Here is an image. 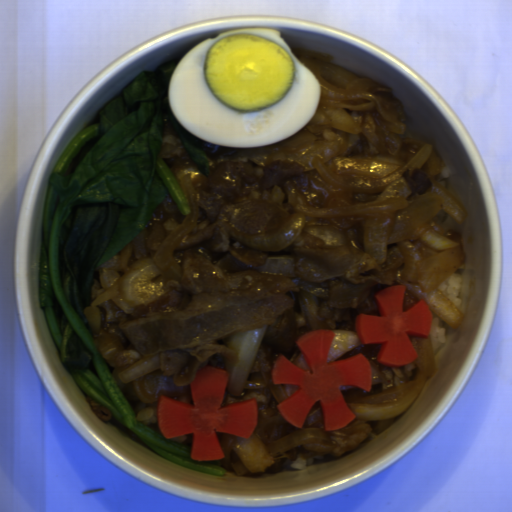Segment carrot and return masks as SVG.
<instances>
[{
	"label": "carrot",
	"instance_id": "1",
	"mask_svg": "<svg viewBox=\"0 0 512 512\" xmlns=\"http://www.w3.org/2000/svg\"><path fill=\"white\" fill-rule=\"evenodd\" d=\"M334 339L335 334L328 329H316L297 339L307 370L298 368L282 354L274 359L272 383L299 387L276 407L283 419L300 429L317 402L321 406L323 430L342 429L356 416L340 388L355 386L371 391L372 368L363 353L327 362Z\"/></svg>",
	"mask_w": 512,
	"mask_h": 512
},
{
	"label": "carrot",
	"instance_id": "2",
	"mask_svg": "<svg viewBox=\"0 0 512 512\" xmlns=\"http://www.w3.org/2000/svg\"><path fill=\"white\" fill-rule=\"evenodd\" d=\"M229 373L215 366L202 367L190 387L193 403L159 396L156 415L165 438L192 434V460H223L218 433L248 439L258 419L257 398L222 406Z\"/></svg>",
	"mask_w": 512,
	"mask_h": 512
},
{
	"label": "carrot",
	"instance_id": "3",
	"mask_svg": "<svg viewBox=\"0 0 512 512\" xmlns=\"http://www.w3.org/2000/svg\"><path fill=\"white\" fill-rule=\"evenodd\" d=\"M405 285L388 286L375 293L380 315L359 313L355 329L359 342L381 344L376 360L388 367L407 366L418 358L409 336L428 338L433 313L423 298L403 310Z\"/></svg>",
	"mask_w": 512,
	"mask_h": 512
}]
</instances>
